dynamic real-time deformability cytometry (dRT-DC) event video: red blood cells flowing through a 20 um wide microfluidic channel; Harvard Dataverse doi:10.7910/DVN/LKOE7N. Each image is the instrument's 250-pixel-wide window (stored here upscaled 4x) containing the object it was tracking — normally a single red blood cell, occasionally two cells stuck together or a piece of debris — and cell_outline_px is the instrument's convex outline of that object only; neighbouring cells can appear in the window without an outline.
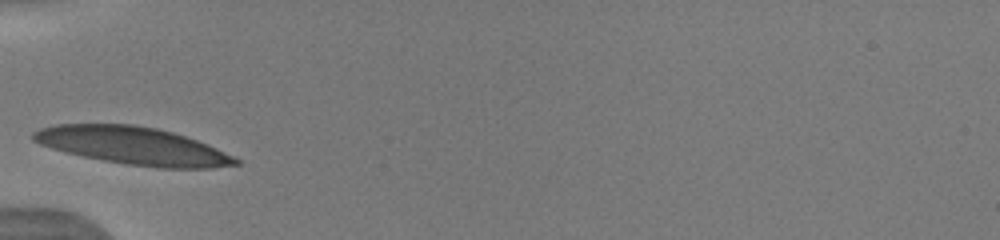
{"species": "human", "species_latin": "Homo sapiens", "temperature_condition": "warm", "stored_images_in_passage": 24, "camera_frame_rate_fps": 3000, "um_per_image_px": 0.085, "donor": {"sex": "male"}, "frame": {"image": 1, "passage_image": 1, "time_ms": 0.0, "image_size_px": [1000, 240], "cell_outline_px": [[240, 164], [212, 168], [160, 168], [128, 164], [104, 160], [84, 156], [52, 148], [40, 144], [32, 140], [32, 132], [40, 128], [56, 124], [132, 124], [156, 128], [172, 132], [208, 144], [240, 160]], "centroid_in_image_um": [11.31, 12.38], "position_along_channel_um": 73.7, "area_um2": 43.93}}
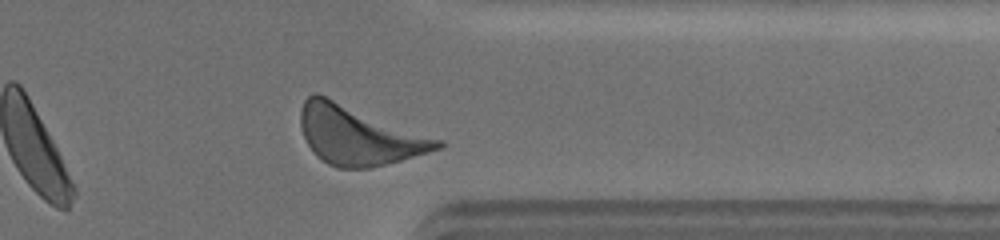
{"frame": {"image": 2, "passage_image": 21, "time_ms": 8.0, "image_size_px": [1000, 240], "cell_outline_px": [[444, 148], [400, 160], [368, 168], [340, 168], [328, 164], [308, 144], [304, 136], [300, 124], [300, 108], [304, 100], [308, 96], [316, 92], [444, 140]], "centroid_in_image_um": [30.51, 11.48], "position_along_channel_um": 380.9, "area_um2": 46.76}, "authors_computed_cell_mechanics": {"area_um2": 41.8472, "velocity_mm_per_s": 3.8725, "shape_relaxation_time_tau1_ms": 1.4383, "shape_relaxation_time_tau2_ms": 7.8815, "deformation_change_tau1": 0.1071, "deformation_change_tau2": 0.177}}